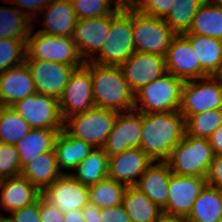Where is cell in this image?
Instances as JSON below:
<instances>
[{
    "label": "cell",
    "instance_id": "6da1fadb",
    "mask_svg": "<svg viewBox=\"0 0 222 222\" xmlns=\"http://www.w3.org/2000/svg\"><path fill=\"white\" fill-rule=\"evenodd\" d=\"M185 132V118L179 110L142 113L140 148L153 161H166Z\"/></svg>",
    "mask_w": 222,
    "mask_h": 222
},
{
    "label": "cell",
    "instance_id": "7a4b0ae2",
    "mask_svg": "<svg viewBox=\"0 0 222 222\" xmlns=\"http://www.w3.org/2000/svg\"><path fill=\"white\" fill-rule=\"evenodd\" d=\"M91 77L96 107L119 113L134 110V93L129 88L121 67L91 61Z\"/></svg>",
    "mask_w": 222,
    "mask_h": 222
},
{
    "label": "cell",
    "instance_id": "3957f363",
    "mask_svg": "<svg viewBox=\"0 0 222 222\" xmlns=\"http://www.w3.org/2000/svg\"><path fill=\"white\" fill-rule=\"evenodd\" d=\"M133 38L132 7L121 5L110 15L107 40L91 61L100 65L120 67L135 53Z\"/></svg>",
    "mask_w": 222,
    "mask_h": 222
},
{
    "label": "cell",
    "instance_id": "277c9868",
    "mask_svg": "<svg viewBox=\"0 0 222 222\" xmlns=\"http://www.w3.org/2000/svg\"><path fill=\"white\" fill-rule=\"evenodd\" d=\"M214 156L208 138L193 137L185 132L166 162L173 174L207 177Z\"/></svg>",
    "mask_w": 222,
    "mask_h": 222
},
{
    "label": "cell",
    "instance_id": "5b68a950",
    "mask_svg": "<svg viewBox=\"0 0 222 222\" xmlns=\"http://www.w3.org/2000/svg\"><path fill=\"white\" fill-rule=\"evenodd\" d=\"M184 81L166 72L134 94V110L140 113L177 111Z\"/></svg>",
    "mask_w": 222,
    "mask_h": 222
},
{
    "label": "cell",
    "instance_id": "8992f818",
    "mask_svg": "<svg viewBox=\"0 0 222 222\" xmlns=\"http://www.w3.org/2000/svg\"><path fill=\"white\" fill-rule=\"evenodd\" d=\"M34 25L36 24H33L26 40L25 60H45L63 63L73 66L75 69L85 64L72 37L40 33L34 31Z\"/></svg>",
    "mask_w": 222,
    "mask_h": 222
},
{
    "label": "cell",
    "instance_id": "52a82bcc",
    "mask_svg": "<svg viewBox=\"0 0 222 222\" xmlns=\"http://www.w3.org/2000/svg\"><path fill=\"white\" fill-rule=\"evenodd\" d=\"M119 112L93 107L86 112L72 115L64 120L63 128L93 148H102L113 129Z\"/></svg>",
    "mask_w": 222,
    "mask_h": 222
},
{
    "label": "cell",
    "instance_id": "ba28073f",
    "mask_svg": "<svg viewBox=\"0 0 222 222\" xmlns=\"http://www.w3.org/2000/svg\"><path fill=\"white\" fill-rule=\"evenodd\" d=\"M132 29L135 52L166 55L176 33L164 19L152 17L132 8Z\"/></svg>",
    "mask_w": 222,
    "mask_h": 222
},
{
    "label": "cell",
    "instance_id": "9c48e42d",
    "mask_svg": "<svg viewBox=\"0 0 222 222\" xmlns=\"http://www.w3.org/2000/svg\"><path fill=\"white\" fill-rule=\"evenodd\" d=\"M213 109H222V80L219 76L184 82L179 108L182 115H195Z\"/></svg>",
    "mask_w": 222,
    "mask_h": 222
},
{
    "label": "cell",
    "instance_id": "30bf717a",
    "mask_svg": "<svg viewBox=\"0 0 222 222\" xmlns=\"http://www.w3.org/2000/svg\"><path fill=\"white\" fill-rule=\"evenodd\" d=\"M10 107L22 116L31 129H63L64 120L55 97L35 93Z\"/></svg>",
    "mask_w": 222,
    "mask_h": 222
},
{
    "label": "cell",
    "instance_id": "8fae6325",
    "mask_svg": "<svg viewBox=\"0 0 222 222\" xmlns=\"http://www.w3.org/2000/svg\"><path fill=\"white\" fill-rule=\"evenodd\" d=\"M58 102L63 120L95 107L91 61H87L83 66L74 69Z\"/></svg>",
    "mask_w": 222,
    "mask_h": 222
},
{
    "label": "cell",
    "instance_id": "7c38bea8",
    "mask_svg": "<svg viewBox=\"0 0 222 222\" xmlns=\"http://www.w3.org/2000/svg\"><path fill=\"white\" fill-rule=\"evenodd\" d=\"M207 185L206 177L171 174L165 213L188 217L200 192Z\"/></svg>",
    "mask_w": 222,
    "mask_h": 222
},
{
    "label": "cell",
    "instance_id": "4fadbf2b",
    "mask_svg": "<svg viewBox=\"0 0 222 222\" xmlns=\"http://www.w3.org/2000/svg\"><path fill=\"white\" fill-rule=\"evenodd\" d=\"M166 72L185 81L207 77L197 61L189 40L183 34H176L165 55Z\"/></svg>",
    "mask_w": 222,
    "mask_h": 222
},
{
    "label": "cell",
    "instance_id": "5bb4252c",
    "mask_svg": "<svg viewBox=\"0 0 222 222\" xmlns=\"http://www.w3.org/2000/svg\"><path fill=\"white\" fill-rule=\"evenodd\" d=\"M141 131L142 113L136 110L120 112L102 148L108 157L119 155L129 148H140Z\"/></svg>",
    "mask_w": 222,
    "mask_h": 222
},
{
    "label": "cell",
    "instance_id": "9a60e30c",
    "mask_svg": "<svg viewBox=\"0 0 222 222\" xmlns=\"http://www.w3.org/2000/svg\"><path fill=\"white\" fill-rule=\"evenodd\" d=\"M34 80L37 93L59 99L74 67L45 60H25Z\"/></svg>",
    "mask_w": 222,
    "mask_h": 222
},
{
    "label": "cell",
    "instance_id": "2e32d148",
    "mask_svg": "<svg viewBox=\"0 0 222 222\" xmlns=\"http://www.w3.org/2000/svg\"><path fill=\"white\" fill-rule=\"evenodd\" d=\"M120 67L134 94L166 73L164 56L144 52H135Z\"/></svg>",
    "mask_w": 222,
    "mask_h": 222
},
{
    "label": "cell",
    "instance_id": "e0dca14e",
    "mask_svg": "<svg viewBox=\"0 0 222 222\" xmlns=\"http://www.w3.org/2000/svg\"><path fill=\"white\" fill-rule=\"evenodd\" d=\"M109 28L110 15L77 20L72 38L84 62L91 61L100 52Z\"/></svg>",
    "mask_w": 222,
    "mask_h": 222
},
{
    "label": "cell",
    "instance_id": "ac0fdd59",
    "mask_svg": "<svg viewBox=\"0 0 222 222\" xmlns=\"http://www.w3.org/2000/svg\"><path fill=\"white\" fill-rule=\"evenodd\" d=\"M42 195L62 213L81 210L89 203V187L68 174H62L57 178L42 192Z\"/></svg>",
    "mask_w": 222,
    "mask_h": 222
},
{
    "label": "cell",
    "instance_id": "d6986e66",
    "mask_svg": "<svg viewBox=\"0 0 222 222\" xmlns=\"http://www.w3.org/2000/svg\"><path fill=\"white\" fill-rule=\"evenodd\" d=\"M153 160L141 148H129L109 157L108 177L126 186H136Z\"/></svg>",
    "mask_w": 222,
    "mask_h": 222
},
{
    "label": "cell",
    "instance_id": "ffe728a7",
    "mask_svg": "<svg viewBox=\"0 0 222 222\" xmlns=\"http://www.w3.org/2000/svg\"><path fill=\"white\" fill-rule=\"evenodd\" d=\"M35 93V83L25 62L0 73V106L10 107Z\"/></svg>",
    "mask_w": 222,
    "mask_h": 222
},
{
    "label": "cell",
    "instance_id": "44dd1931",
    "mask_svg": "<svg viewBox=\"0 0 222 222\" xmlns=\"http://www.w3.org/2000/svg\"><path fill=\"white\" fill-rule=\"evenodd\" d=\"M42 193L21 174L0 180V216L36 202Z\"/></svg>",
    "mask_w": 222,
    "mask_h": 222
},
{
    "label": "cell",
    "instance_id": "7402d4cb",
    "mask_svg": "<svg viewBox=\"0 0 222 222\" xmlns=\"http://www.w3.org/2000/svg\"><path fill=\"white\" fill-rule=\"evenodd\" d=\"M39 15L42 28L36 30L52 36L72 37L77 22V16L71 0H53Z\"/></svg>",
    "mask_w": 222,
    "mask_h": 222
},
{
    "label": "cell",
    "instance_id": "603a6c76",
    "mask_svg": "<svg viewBox=\"0 0 222 222\" xmlns=\"http://www.w3.org/2000/svg\"><path fill=\"white\" fill-rule=\"evenodd\" d=\"M171 168L166 161H153L140 177L136 187L162 210L167 205Z\"/></svg>",
    "mask_w": 222,
    "mask_h": 222
},
{
    "label": "cell",
    "instance_id": "cb8c5ba5",
    "mask_svg": "<svg viewBox=\"0 0 222 222\" xmlns=\"http://www.w3.org/2000/svg\"><path fill=\"white\" fill-rule=\"evenodd\" d=\"M94 148L82 139L71 136L64 128L58 133L54 151L62 174L71 175Z\"/></svg>",
    "mask_w": 222,
    "mask_h": 222
},
{
    "label": "cell",
    "instance_id": "d4e9b609",
    "mask_svg": "<svg viewBox=\"0 0 222 222\" xmlns=\"http://www.w3.org/2000/svg\"><path fill=\"white\" fill-rule=\"evenodd\" d=\"M183 35L189 40L196 53L201 69L208 76H219L222 72V39L189 32Z\"/></svg>",
    "mask_w": 222,
    "mask_h": 222
},
{
    "label": "cell",
    "instance_id": "484cf974",
    "mask_svg": "<svg viewBox=\"0 0 222 222\" xmlns=\"http://www.w3.org/2000/svg\"><path fill=\"white\" fill-rule=\"evenodd\" d=\"M62 129H31L15 147L19 152L21 168L37 156L54 150L55 140Z\"/></svg>",
    "mask_w": 222,
    "mask_h": 222
},
{
    "label": "cell",
    "instance_id": "4316f807",
    "mask_svg": "<svg viewBox=\"0 0 222 222\" xmlns=\"http://www.w3.org/2000/svg\"><path fill=\"white\" fill-rule=\"evenodd\" d=\"M21 175L42 193L62 175L57 166L55 151L43 153L32 159L22 168Z\"/></svg>",
    "mask_w": 222,
    "mask_h": 222
},
{
    "label": "cell",
    "instance_id": "83f0119b",
    "mask_svg": "<svg viewBox=\"0 0 222 222\" xmlns=\"http://www.w3.org/2000/svg\"><path fill=\"white\" fill-rule=\"evenodd\" d=\"M188 32L222 39V4L215 0H205L195 14Z\"/></svg>",
    "mask_w": 222,
    "mask_h": 222
},
{
    "label": "cell",
    "instance_id": "f1b7e54d",
    "mask_svg": "<svg viewBox=\"0 0 222 222\" xmlns=\"http://www.w3.org/2000/svg\"><path fill=\"white\" fill-rule=\"evenodd\" d=\"M122 205L131 222H156L163 212L136 186H127L123 195Z\"/></svg>",
    "mask_w": 222,
    "mask_h": 222
},
{
    "label": "cell",
    "instance_id": "f546056e",
    "mask_svg": "<svg viewBox=\"0 0 222 222\" xmlns=\"http://www.w3.org/2000/svg\"><path fill=\"white\" fill-rule=\"evenodd\" d=\"M188 222H220L222 220V191L208 184L193 204Z\"/></svg>",
    "mask_w": 222,
    "mask_h": 222
},
{
    "label": "cell",
    "instance_id": "4dcf8cb0",
    "mask_svg": "<svg viewBox=\"0 0 222 222\" xmlns=\"http://www.w3.org/2000/svg\"><path fill=\"white\" fill-rule=\"evenodd\" d=\"M109 157L103 148H94L72 172V176L85 186H92L108 177Z\"/></svg>",
    "mask_w": 222,
    "mask_h": 222
},
{
    "label": "cell",
    "instance_id": "1f68e13d",
    "mask_svg": "<svg viewBox=\"0 0 222 222\" xmlns=\"http://www.w3.org/2000/svg\"><path fill=\"white\" fill-rule=\"evenodd\" d=\"M33 22L18 8L0 6V39L15 38L26 41Z\"/></svg>",
    "mask_w": 222,
    "mask_h": 222
},
{
    "label": "cell",
    "instance_id": "d6a6232c",
    "mask_svg": "<svg viewBox=\"0 0 222 222\" xmlns=\"http://www.w3.org/2000/svg\"><path fill=\"white\" fill-rule=\"evenodd\" d=\"M127 186L107 177L89 186V203L100 208H111L122 204Z\"/></svg>",
    "mask_w": 222,
    "mask_h": 222
},
{
    "label": "cell",
    "instance_id": "836d02e7",
    "mask_svg": "<svg viewBox=\"0 0 222 222\" xmlns=\"http://www.w3.org/2000/svg\"><path fill=\"white\" fill-rule=\"evenodd\" d=\"M205 0H174L168 15L164 18L167 25L176 33L188 32L193 18Z\"/></svg>",
    "mask_w": 222,
    "mask_h": 222
},
{
    "label": "cell",
    "instance_id": "e575fe53",
    "mask_svg": "<svg viewBox=\"0 0 222 222\" xmlns=\"http://www.w3.org/2000/svg\"><path fill=\"white\" fill-rule=\"evenodd\" d=\"M31 127L11 107L0 106V142L15 145Z\"/></svg>",
    "mask_w": 222,
    "mask_h": 222
},
{
    "label": "cell",
    "instance_id": "d590c367",
    "mask_svg": "<svg viewBox=\"0 0 222 222\" xmlns=\"http://www.w3.org/2000/svg\"><path fill=\"white\" fill-rule=\"evenodd\" d=\"M186 133L193 137L208 138L222 125V109H213L195 115H183Z\"/></svg>",
    "mask_w": 222,
    "mask_h": 222
},
{
    "label": "cell",
    "instance_id": "8d00e7d4",
    "mask_svg": "<svg viewBox=\"0 0 222 222\" xmlns=\"http://www.w3.org/2000/svg\"><path fill=\"white\" fill-rule=\"evenodd\" d=\"M77 19L97 18L113 14L121 4L117 0H71Z\"/></svg>",
    "mask_w": 222,
    "mask_h": 222
},
{
    "label": "cell",
    "instance_id": "74e56055",
    "mask_svg": "<svg viewBox=\"0 0 222 222\" xmlns=\"http://www.w3.org/2000/svg\"><path fill=\"white\" fill-rule=\"evenodd\" d=\"M26 41L15 38L0 39V73L25 62Z\"/></svg>",
    "mask_w": 222,
    "mask_h": 222
},
{
    "label": "cell",
    "instance_id": "f35d334b",
    "mask_svg": "<svg viewBox=\"0 0 222 222\" xmlns=\"http://www.w3.org/2000/svg\"><path fill=\"white\" fill-rule=\"evenodd\" d=\"M19 152L15 145L0 142V180L21 174Z\"/></svg>",
    "mask_w": 222,
    "mask_h": 222
},
{
    "label": "cell",
    "instance_id": "ab89813d",
    "mask_svg": "<svg viewBox=\"0 0 222 222\" xmlns=\"http://www.w3.org/2000/svg\"><path fill=\"white\" fill-rule=\"evenodd\" d=\"M174 0H133L129 6L135 11L152 17L164 19Z\"/></svg>",
    "mask_w": 222,
    "mask_h": 222
},
{
    "label": "cell",
    "instance_id": "60d3db41",
    "mask_svg": "<svg viewBox=\"0 0 222 222\" xmlns=\"http://www.w3.org/2000/svg\"><path fill=\"white\" fill-rule=\"evenodd\" d=\"M8 4L14 5L22 13H24L34 24L38 21L40 12L46 8L53 0H0Z\"/></svg>",
    "mask_w": 222,
    "mask_h": 222
},
{
    "label": "cell",
    "instance_id": "b9f144b4",
    "mask_svg": "<svg viewBox=\"0 0 222 222\" xmlns=\"http://www.w3.org/2000/svg\"><path fill=\"white\" fill-rule=\"evenodd\" d=\"M5 218L7 222H41L39 218V198L33 204L11 212Z\"/></svg>",
    "mask_w": 222,
    "mask_h": 222
},
{
    "label": "cell",
    "instance_id": "7bdbcfd3",
    "mask_svg": "<svg viewBox=\"0 0 222 222\" xmlns=\"http://www.w3.org/2000/svg\"><path fill=\"white\" fill-rule=\"evenodd\" d=\"M39 218L41 222H64L62 211L42 194L39 196Z\"/></svg>",
    "mask_w": 222,
    "mask_h": 222
},
{
    "label": "cell",
    "instance_id": "ee69618b",
    "mask_svg": "<svg viewBox=\"0 0 222 222\" xmlns=\"http://www.w3.org/2000/svg\"><path fill=\"white\" fill-rule=\"evenodd\" d=\"M100 222H131L122 204L111 208H101Z\"/></svg>",
    "mask_w": 222,
    "mask_h": 222
},
{
    "label": "cell",
    "instance_id": "f6af8a7d",
    "mask_svg": "<svg viewBox=\"0 0 222 222\" xmlns=\"http://www.w3.org/2000/svg\"><path fill=\"white\" fill-rule=\"evenodd\" d=\"M207 184L222 191V155H215L207 175Z\"/></svg>",
    "mask_w": 222,
    "mask_h": 222
},
{
    "label": "cell",
    "instance_id": "bcb514c9",
    "mask_svg": "<svg viewBox=\"0 0 222 222\" xmlns=\"http://www.w3.org/2000/svg\"><path fill=\"white\" fill-rule=\"evenodd\" d=\"M100 211V207L91 203L86 204L82 208V213L86 222H100Z\"/></svg>",
    "mask_w": 222,
    "mask_h": 222
},
{
    "label": "cell",
    "instance_id": "7dc6e473",
    "mask_svg": "<svg viewBox=\"0 0 222 222\" xmlns=\"http://www.w3.org/2000/svg\"><path fill=\"white\" fill-rule=\"evenodd\" d=\"M210 146L215 155H222V125L209 137Z\"/></svg>",
    "mask_w": 222,
    "mask_h": 222
},
{
    "label": "cell",
    "instance_id": "c3c4849f",
    "mask_svg": "<svg viewBox=\"0 0 222 222\" xmlns=\"http://www.w3.org/2000/svg\"><path fill=\"white\" fill-rule=\"evenodd\" d=\"M64 222H86L82 209L81 210H71L69 212L63 213Z\"/></svg>",
    "mask_w": 222,
    "mask_h": 222
},
{
    "label": "cell",
    "instance_id": "681fc988",
    "mask_svg": "<svg viewBox=\"0 0 222 222\" xmlns=\"http://www.w3.org/2000/svg\"><path fill=\"white\" fill-rule=\"evenodd\" d=\"M156 222H188L187 217L162 212Z\"/></svg>",
    "mask_w": 222,
    "mask_h": 222
},
{
    "label": "cell",
    "instance_id": "f907efd6",
    "mask_svg": "<svg viewBox=\"0 0 222 222\" xmlns=\"http://www.w3.org/2000/svg\"><path fill=\"white\" fill-rule=\"evenodd\" d=\"M121 5H129L131 0H117Z\"/></svg>",
    "mask_w": 222,
    "mask_h": 222
},
{
    "label": "cell",
    "instance_id": "816d5d0a",
    "mask_svg": "<svg viewBox=\"0 0 222 222\" xmlns=\"http://www.w3.org/2000/svg\"><path fill=\"white\" fill-rule=\"evenodd\" d=\"M0 222H7L5 217L0 216Z\"/></svg>",
    "mask_w": 222,
    "mask_h": 222
},
{
    "label": "cell",
    "instance_id": "f5cc1de1",
    "mask_svg": "<svg viewBox=\"0 0 222 222\" xmlns=\"http://www.w3.org/2000/svg\"><path fill=\"white\" fill-rule=\"evenodd\" d=\"M215 1L222 4V0H215Z\"/></svg>",
    "mask_w": 222,
    "mask_h": 222
},
{
    "label": "cell",
    "instance_id": "db71d44e",
    "mask_svg": "<svg viewBox=\"0 0 222 222\" xmlns=\"http://www.w3.org/2000/svg\"><path fill=\"white\" fill-rule=\"evenodd\" d=\"M219 77H220V79L222 80V72L220 73Z\"/></svg>",
    "mask_w": 222,
    "mask_h": 222
}]
</instances>
